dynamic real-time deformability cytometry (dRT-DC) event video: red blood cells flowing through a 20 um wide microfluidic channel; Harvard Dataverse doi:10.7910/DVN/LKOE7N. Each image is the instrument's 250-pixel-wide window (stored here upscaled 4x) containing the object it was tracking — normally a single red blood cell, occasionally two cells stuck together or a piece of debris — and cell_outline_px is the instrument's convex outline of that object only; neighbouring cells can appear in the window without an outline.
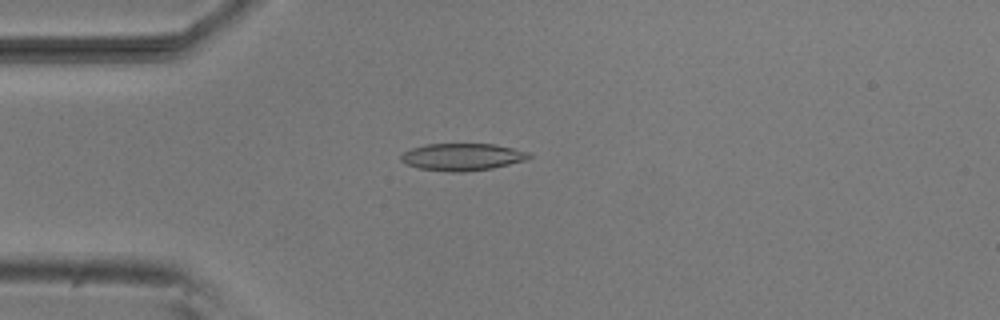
{"species": "common noctule bat (a hibernating species)", "species_latin": "Nyctalus noctula", "temperature_condition": "room temperature", "stored_images_in_passage": 52, "camera_frame_rate_fps": 3000, "um_per_image_px": 0.085, "animal": {"sex": "male", "body_mass_g": 20.5, "forearm_length_mm": 52.5}, "frame": {"image": 1, "passage_image": 13, "time_ms": 4.0, "image_size_px": [1000, 320], "cell_outline_px": [[532, 156], [524, 160], [492, 168], [464, 172], [448, 172], [420, 168], [408, 164], [400, 160], [400, 156], [404, 152], [412, 148], [428, 144], [496, 144], [528, 152]], "centroid_in_image_um": [39.28, 13.34], "position_along_channel_um": 45.7, "area_um2": 20.06}}
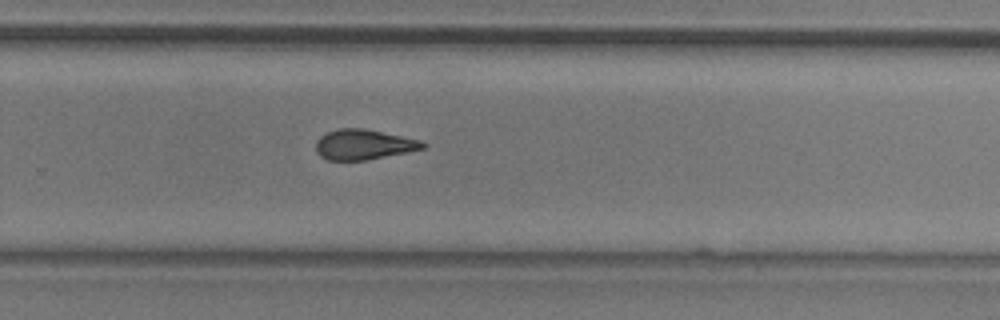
{"frame": {"image": 2, "passage_image": 34, "time_ms": 11.0, "image_size_px": [1000, 320], "cell_outline_px": [[428, 144], [424, 148], [364, 160], [328, 160], [320, 156], [316, 152], [316, 140], [320, 136], [328, 132], [340, 128], [364, 128], [420, 140]], "centroid_in_image_um": [30.87, 12.28], "position_along_channel_um": 298.9, "area_um2": 18.55}}
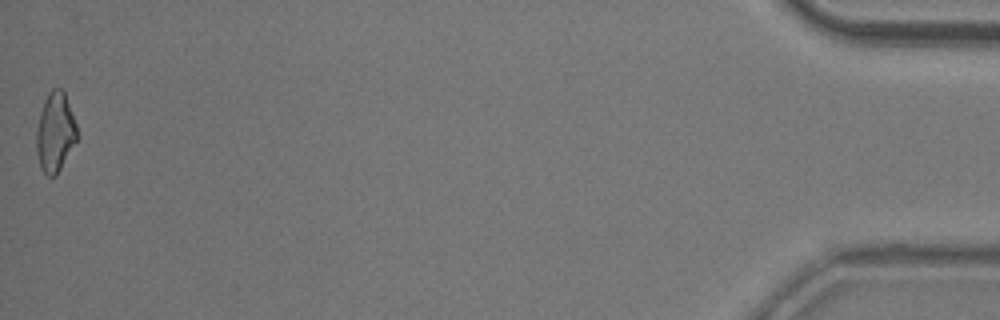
{"frame": {"image": 3, "passage_image": 52, "time_ms": 17.0, "image_size_px": [1000, 320], "cell_outline_px": [[76, 140], [56, 176], [48, 176], [40, 168], [36, 152], [36, 128], [40, 112], [44, 100], [48, 92], [52, 88], [60, 88], [64, 92], [76, 124]], "centroid_in_image_um": [4.65, 11.24], "position_along_channel_um": 430.5, "area_um2": 18.61}, "authors_computed_cell_mechanics": {"area_um2": 19.3919, "velocity_mm_per_s": 3.8229, "shape_relaxation_time_tau1_ms": 6.5189, "shape_relaxation_time_tau2_ms": 2.061, "deformation_change_tau1": 0.1803, "deformation_change_tau2": 0.0992}}